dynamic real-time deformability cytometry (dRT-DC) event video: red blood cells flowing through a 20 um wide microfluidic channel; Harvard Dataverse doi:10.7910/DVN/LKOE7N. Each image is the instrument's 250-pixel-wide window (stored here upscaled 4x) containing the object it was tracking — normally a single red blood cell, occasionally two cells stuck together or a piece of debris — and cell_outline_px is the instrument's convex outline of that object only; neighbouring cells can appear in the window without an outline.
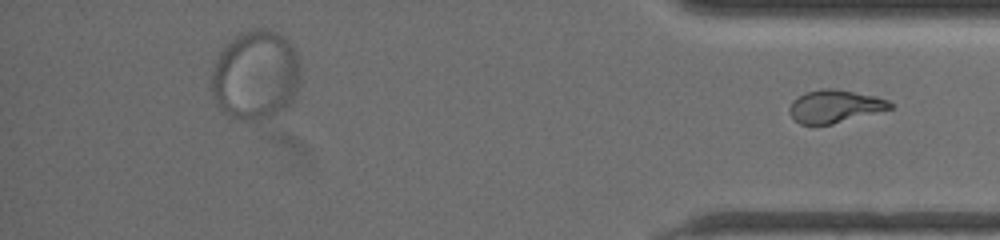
{"species": "common noctule bat (a hibernating species)", "species_latin": "Nyctalus noctula", "temperature_condition": "warm", "stored_images_in_passage": 45, "segment_of_instrument_passage": [2, 2], "camera_frame_rate_fps": 3000, "um_per_image_px": 0.085, "animal": {"sex": "female", "body_mass_g": 19.5, "forearm_length_mm": 54.1}, "frame": {"image": 1, "passage_image": 45, "time_ms": 14.667, "image_size_px": [1000, 240], "cell_outline_px": [[896, 104], [892, 108], [832, 124], [800, 124], [792, 116], [788, 108], [792, 100], [804, 92], [824, 88], [832, 88], [876, 96], [888, 100]], "centroid_in_image_um": [70.96, 9.02], "position_along_channel_um": 364.2, "area_um2": 19.13}}